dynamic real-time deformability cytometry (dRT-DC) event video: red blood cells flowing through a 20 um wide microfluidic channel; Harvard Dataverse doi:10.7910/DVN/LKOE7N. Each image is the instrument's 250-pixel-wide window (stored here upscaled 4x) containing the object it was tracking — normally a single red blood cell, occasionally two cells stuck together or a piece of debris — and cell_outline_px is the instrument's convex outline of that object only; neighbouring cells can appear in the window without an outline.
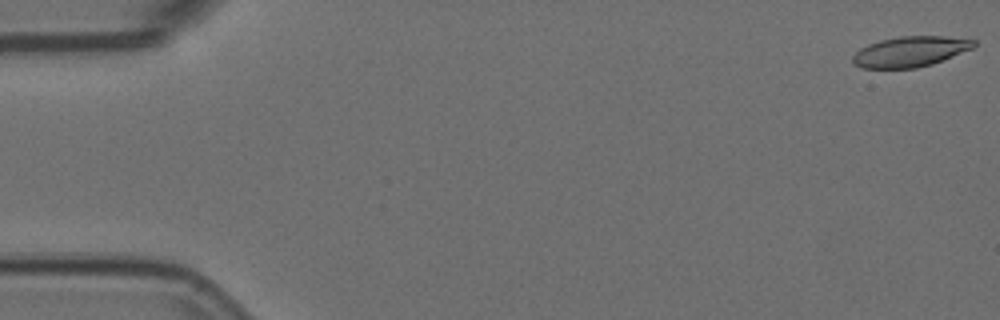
{"species": "Egyptian fruit bat (a non-hibernating species)", "species_latin": "Rousettus aegyptiacus", "temperature_condition": "room temperature", "stored_images_in_passage": 6, "segment_of_instrument_passage": [1, 2], "camera_frame_rate_fps": 3000, "um_per_image_px": 0.085, "animal": {"sex": "female"}, "frame": {"image": 1, "passage_image": 1, "time_ms": 0.0, "image_size_px": [1000, 320], "cell_outline_px": [[976, 44], [972, 48], [932, 64], [916, 68], [860, 68], [852, 60], [852, 56], [860, 48], [868, 44], [880, 40], [900, 36], [944, 36], [976, 40]], "centroid_in_image_um": [77.35, 4.38], "position_along_channel_um": 7.7, "area_um2": 21.33}}